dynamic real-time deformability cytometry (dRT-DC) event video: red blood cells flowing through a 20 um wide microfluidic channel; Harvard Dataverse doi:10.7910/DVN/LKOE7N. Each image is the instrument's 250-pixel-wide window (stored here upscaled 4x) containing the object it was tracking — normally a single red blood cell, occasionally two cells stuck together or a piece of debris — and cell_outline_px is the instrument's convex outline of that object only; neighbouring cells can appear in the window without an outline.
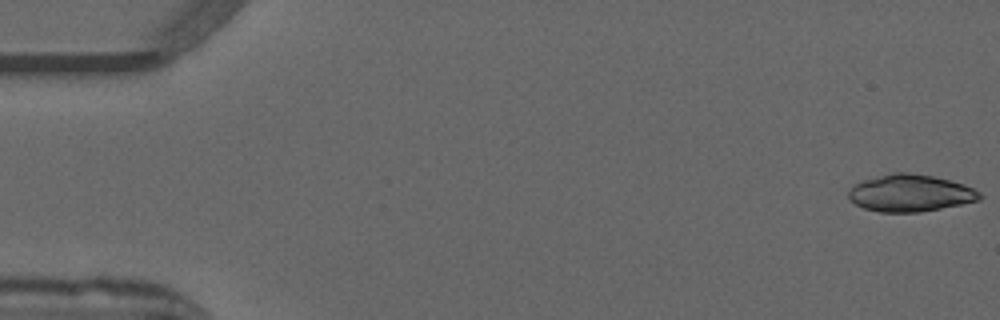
{"species": "common noctule bat (a hibernating species)", "species_latin": "Nyctalus noctula", "temperature_condition": "warm", "stored_images_in_passage": 20, "camera_frame_rate_fps": 3000, "um_per_image_px": 0.085, "animal": {"sex": "male", "forearm_length_mm": 52.5}, "frame": {"image": 1, "passage_image": 1, "time_ms": 0.0, "image_size_px": [1000, 320], "cell_outline_px": [[984, 196], [980, 200], [920, 212], [880, 212], [864, 208], [856, 204], [848, 196], [848, 192], [856, 184], [864, 180], [892, 172], [908, 172], [932, 176], [964, 184], [980, 192]], "centroid_in_image_um": [77.4, 16.41], "position_along_channel_um": 7.6, "area_um2": 28.03}}